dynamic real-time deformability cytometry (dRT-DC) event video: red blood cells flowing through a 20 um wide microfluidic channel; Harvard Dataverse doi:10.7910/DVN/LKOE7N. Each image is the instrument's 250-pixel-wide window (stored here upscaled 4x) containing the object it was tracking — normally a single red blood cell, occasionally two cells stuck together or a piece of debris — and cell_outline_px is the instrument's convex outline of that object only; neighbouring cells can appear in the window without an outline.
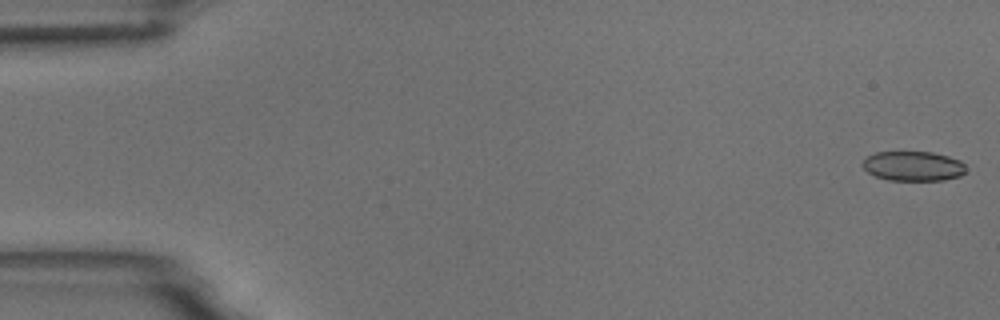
{"species": "common noctule bat (a hibernating species)", "species_latin": "Nyctalus noctula", "temperature_condition": "room temperature", "stored_images_in_passage": 5, "camera_frame_rate_fps": 3000, "um_per_image_px": 0.085, "animal": {"sex": "male", "body_mass_g": 18.8}, "frame": {"image": 1, "passage_image": 1, "time_ms": 0.0, "image_size_px": [1000, 320], "cell_outline_px": [[964, 172], [960, 176], [944, 180], [888, 180], [876, 176], [868, 172], [860, 164], [868, 156], [876, 152], [932, 152], [948, 156], [960, 160], [964, 164]], "centroid_in_image_um": [77.61, 14.11], "position_along_channel_um": 7.4, "area_um2": 17.8}}